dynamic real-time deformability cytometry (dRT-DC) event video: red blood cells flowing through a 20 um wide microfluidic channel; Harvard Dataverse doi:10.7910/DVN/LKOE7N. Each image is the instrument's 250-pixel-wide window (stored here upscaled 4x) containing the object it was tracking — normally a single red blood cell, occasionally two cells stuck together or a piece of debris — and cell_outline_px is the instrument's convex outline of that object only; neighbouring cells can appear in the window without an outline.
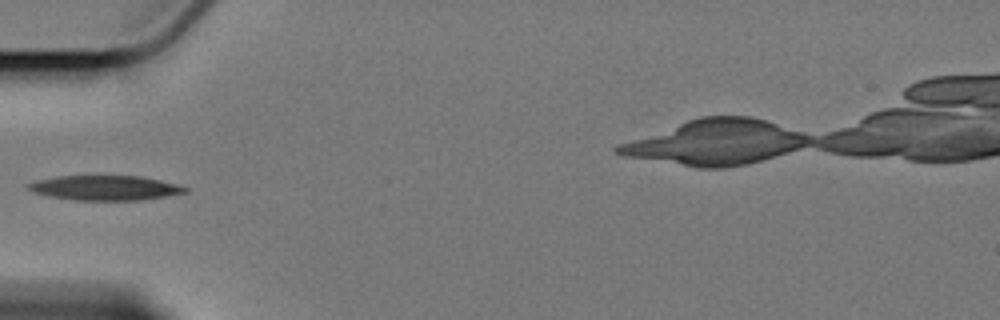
{"species": "Egyptian fruit bat (a non-hibernating species)", "species_latin": "Rousettus aegyptiacus", "temperature_condition": "cold", "stored_images_in_passage": 35, "camera_frame_rate_fps": 3000, "um_per_image_px": 0.085, "animal": {"sex": "female"}, "frame": {"image": 1, "passage_image": 1, "time_ms": 0.0, "image_size_px": [1000, 320], "cell_outline_px": [[188, 192], [168, 196], [144, 200], [72, 200], [48, 196], [32, 192], [28, 188], [28, 184], [36, 180], [56, 176], [140, 176], [160, 180], [176, 184], [188, 188]], "centroid_in_image_um": [8.93, 15.97], "position_along_channel_um": 76.1, "area_um2": 22.72}}
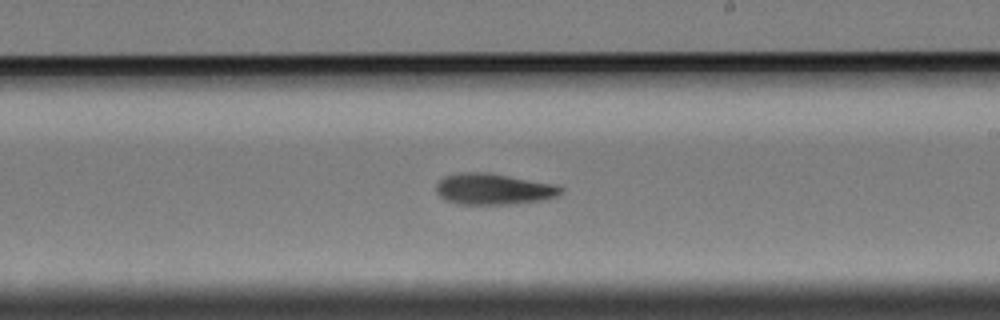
{"frame": {"image": 2, "passage_image": 16, "time_ms": 5.0, "image_size_px": [1000, 320], "cell_outline_px": [[564, 192], [556, 196], [544, 200], [512, 204], [456, 204], [444, 200], [436, 192], [436, 184], [444, 176], [460, 172], [484, 172], [556, 184], [564, 188]], "centroid_in_image_um": [41.95, 16.08], "position_along_channel_um": 247.1, "area_um2": 22.77}}
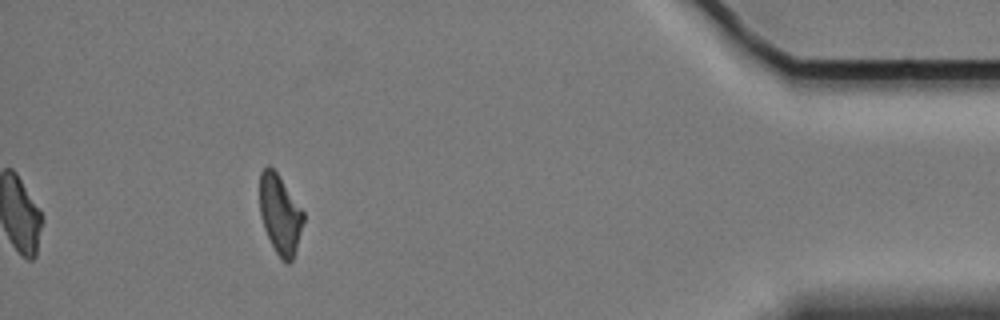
{"frame": {"image": 3, "passage_image": 35, "time_ms": 11.333, "image_size_px": [1000, 320], "cell_outline_px": [[304, 220], [296, 248], [292, 260], [288, 264], [284, 264], [280, 260], [264, 228], [260, 216], [260, 172], [268, 164], [276, 172], [304, 212]], "centroid_in_image_um": [23.79, 18.24], "position_along_channel_um": 411.4, "area_um2": 20.0}}